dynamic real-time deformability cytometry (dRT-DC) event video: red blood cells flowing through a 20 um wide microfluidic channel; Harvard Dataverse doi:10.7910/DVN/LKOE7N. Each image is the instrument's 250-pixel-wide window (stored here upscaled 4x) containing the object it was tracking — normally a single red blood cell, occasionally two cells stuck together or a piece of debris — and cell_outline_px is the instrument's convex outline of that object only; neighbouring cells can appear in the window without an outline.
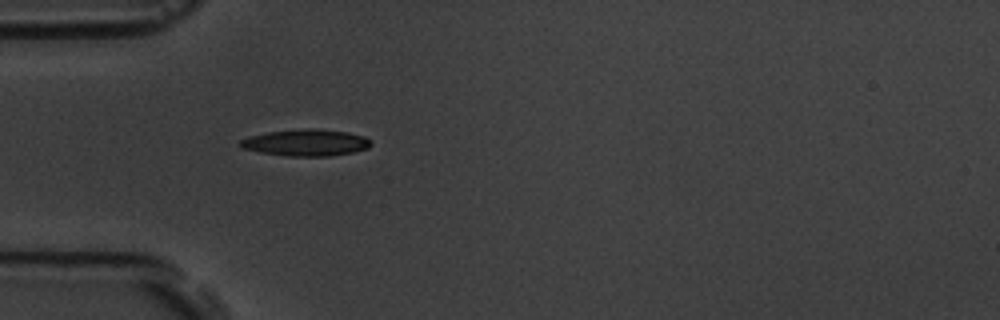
{"species": "common noctule bat (a hibernating species)", "species_latin": "Nyctalus noctula", "temperature_condition": "room temperature", "stored_images_in_passage": 1, "camera_frame_rate_fps": 3000, "um_per_image_px": 0.085, "animal": {"sex": "male", "body_mass_g": 19.5, "forearm_length_mm": 54.6}, "frame": {"image": 1, "passage_image": 1, "time_ms": 0.0, "image_size_px": [1000, 320], "cell_outline_px": [[372, 144], [368, 148], [352, 152], [328, 156], [288, 156], [260, 152], [240, 148], [236, 144], [240, 140], [252, 136], [268, 132], [304, 128], [316, 128], [348, 132], [364, 136], [372, 140]], "centroid_in_image_um": [26.01, 12.12], "position_along_channel_um": 59.0, "area_um2": 20.4}}